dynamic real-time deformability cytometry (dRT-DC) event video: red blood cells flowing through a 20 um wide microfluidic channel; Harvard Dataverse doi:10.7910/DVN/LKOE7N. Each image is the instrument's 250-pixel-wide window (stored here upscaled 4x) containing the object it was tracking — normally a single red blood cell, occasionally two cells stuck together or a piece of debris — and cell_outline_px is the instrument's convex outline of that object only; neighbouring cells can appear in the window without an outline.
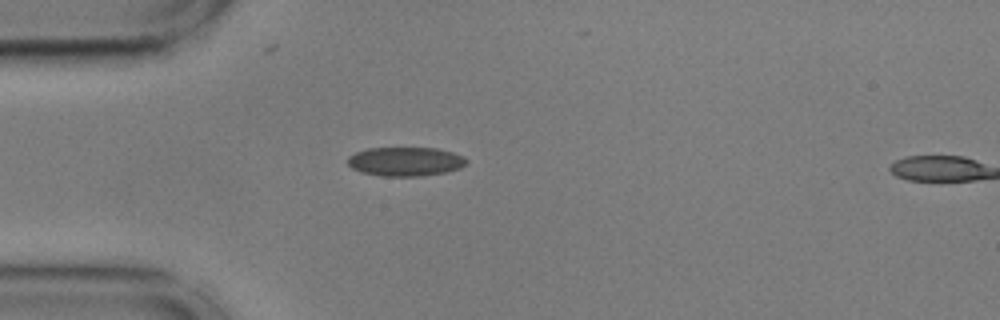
{"species": "common noctule bat (a hibernating species)", "species_latin": "Nyctalus noctula", "temperature_condition": "cold", "stored_images_in_passage": 2, "camera_frame_rate_fps": 3000, "um_per_image_px": 0.085, "animal": {"sex": "male", "body_mass_g": 17.9, "forearm_length_mm": 54.2}, "frame": {"image": 1, "passage_image": 1, "time_ms": 0.0, "image_size_px": [1000, 320], "cell_outline_px": [[468, 160], [460, 168], [448, 172], [424, 176], [380, 176], [360, 172], [352, 168], [348, 164], [348, 156], [356, 152], [368, 148], [436, 148], [452, 152], [464, 156]], "centroid_in_image_um": [34.46, 13.74], "position_along_channel_um": 50.5, "area_um2": 20.23}}